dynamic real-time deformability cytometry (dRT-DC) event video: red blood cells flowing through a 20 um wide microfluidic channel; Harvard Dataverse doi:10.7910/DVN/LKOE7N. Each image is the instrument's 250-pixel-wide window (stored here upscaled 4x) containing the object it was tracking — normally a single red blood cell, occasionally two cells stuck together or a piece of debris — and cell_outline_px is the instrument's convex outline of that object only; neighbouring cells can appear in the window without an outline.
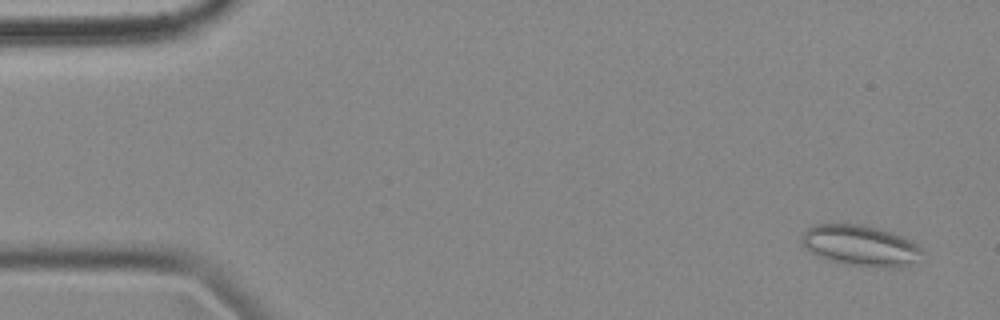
{"species": "common noctule bat (a hibernating species)", "species_latin": "Nyctalus noctula", "temperature_condition": "cold", "stored_images_in_passage": 57, "camera_frame_rate_fps": 3000, "um_per_image_px": 0.085, "animal": {"sex": "female", "body_mass_g": 18.4}, "frame": {"image": 1, "passage_image": 3, "time_ms": 0.667, "image_size_px": [1000, 320], "cell_outline_px": [[924, 252], [908, 264], [900, 268], [884, 268], [848, 264], [828, 260], [804, 248], [800, 240], [800, 236], [808, 228], [816, 224], [856, 224], [876, 228], [892, 232], [916, 244]], "centroid_in_image_um": [73.09, 20.87], "position_along_channel_um": 11.9, "area_um2": 28.26}}
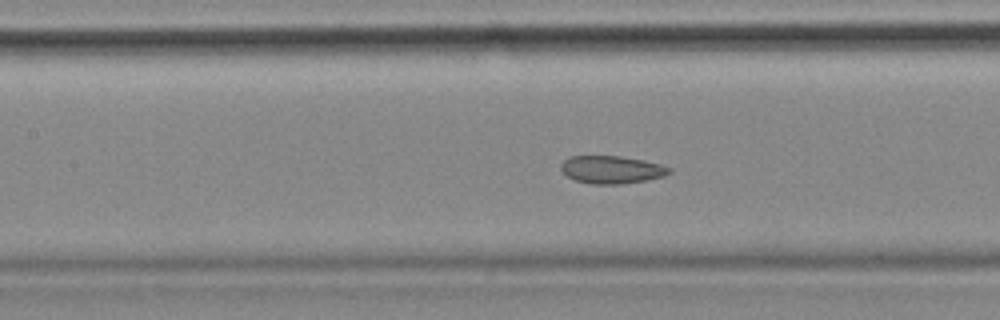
{"frame": {"image": 2, "passage_image": 25, "time_ms": 8.0, "image_size_px": [1000, 320], "cell_outline_px": [[672, 172], [664, 176], [648, 180], [620, 184], [592, 184], [576, 180], [568, 176], [560, 168], [560, 164], [568, 156], [620, 156], [644, 160], [660, 164], [672, 168]], "centroid_in_image_um": [52.01, 14.41], "position_along_channel_um": 155.4, "area_um2": 17.57}}
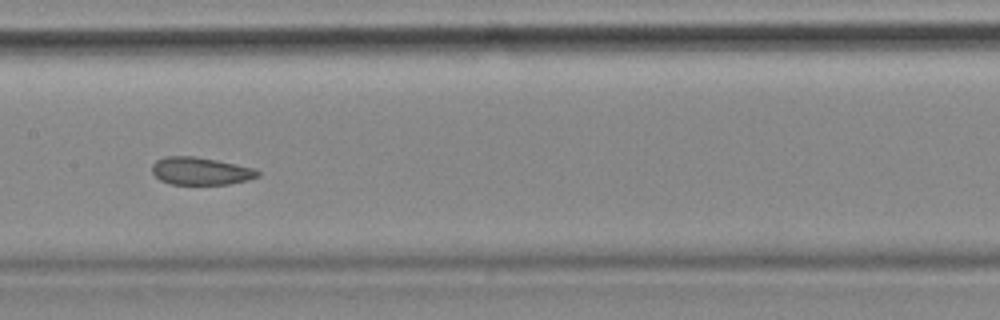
{"frame": {"image": 3, "passage_image": 28, "time_ms": 9.0, "image_size_px": [1000, 320], "cell_outline_px": [[260, 176], [248, 180], [228, 184], [172, 184], [160, 180], [152, 172], [152, 164], [156, 160], [164, 156], [192, 156], [216, 160], [256, 168], [260, 172]], "centroid_in_image_um": [17.07, 14.53], "position_along_channel_um": 190.3, "area_um2": 17.05}, "authors_computed_cell_mechanics": {"area_um2": 19.0162, "velocity_mm_per_s": 3.5082, "shape_relaxation_time_tau1_ms": null, "shape_relaxation_time_tau2_ms": 2.4123, "deformation_change_tau1": null, "deformation_change_tau2": 0.065}}